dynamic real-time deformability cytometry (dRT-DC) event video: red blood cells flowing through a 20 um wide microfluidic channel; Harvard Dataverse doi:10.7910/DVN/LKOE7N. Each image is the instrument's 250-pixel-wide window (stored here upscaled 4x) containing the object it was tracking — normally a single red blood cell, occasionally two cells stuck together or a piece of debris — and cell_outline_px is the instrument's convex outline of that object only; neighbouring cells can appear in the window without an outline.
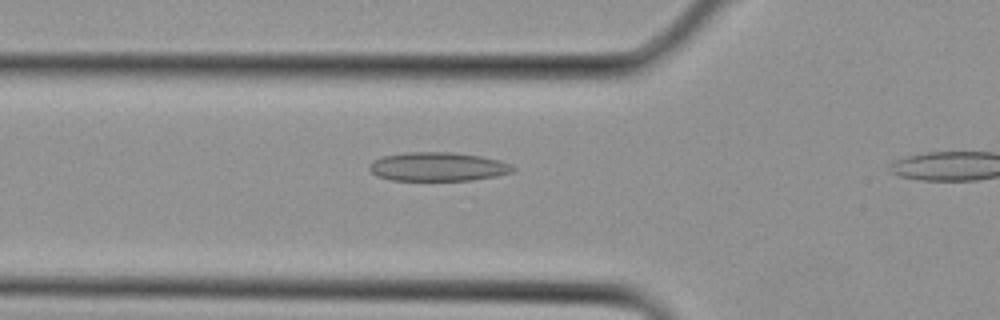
{"species": "Egyptian fruit bat (a non-hibernating species)", "species_latin": "Rousettus aegyptiacus", "temperature_condition": "cold", "stored_images_in_passage": 7, "camera_frame_rate_fps": 3000, "um_per_image_px": 0.085, "animal": {"sex": "female"}, "frame": {"image": 1, "passage_image": 6, "time_ms": 1.667, "image_size_px": [1000, 320], "cell_outline_px": [[516, 172], [496, 176], [472, 180], [388, 180], [376, 176], [368, 168], [368, 164], [372, 160], [384, 156], [404, 152], [452, 152], [480, 156], [500, 160], [512, 164], [516, 168]], "centroid_in_image_um": [37.23, 14.17], "position_along_channel_um": 88.6, "area_um2": 24.45}}